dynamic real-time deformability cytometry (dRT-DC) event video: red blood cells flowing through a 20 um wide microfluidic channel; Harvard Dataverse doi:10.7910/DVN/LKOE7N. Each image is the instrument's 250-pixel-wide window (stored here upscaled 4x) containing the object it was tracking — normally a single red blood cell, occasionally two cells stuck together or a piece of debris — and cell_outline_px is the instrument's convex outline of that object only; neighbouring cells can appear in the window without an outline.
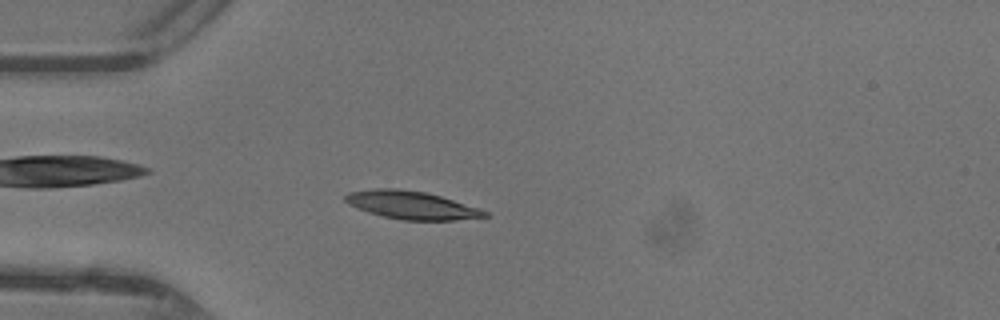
{"species": "common noctule bat (a hibernating species)", "species_latin": "Nyctalus noctula", "temperature_condition": "warm", "stored_images_in_passage": 47, "camera_frame_rate_fps": 3000, "um_per_image_px": 0.085, "animal": {"sex": "female"}, "frame": {"image": 1, "passage_image": 13, "time_ms": 4.0, "image_size_px": [1000, 320], "cell_outline_px": [[488, 216], [456, 220], [404, 220], [384, 216], [368, 212], [348, 204], [344, 200], [344, 196], [348, 192], [376, 188], [396, 188], [424, 192], [440, 196], [480, 208], [488, 212]], "centroid_in_image_um": [34.96, 17.43], "position_along_channel_um": 50.0, "area_um2": 22.6}}
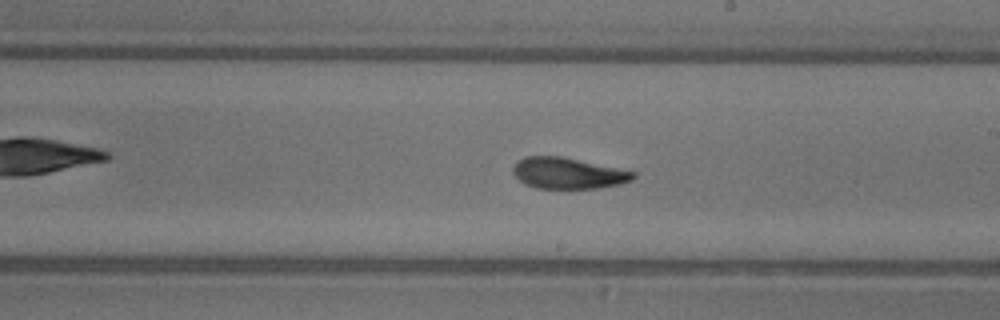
{"frame": {"image": 2, "passage_image": 27, "time_ms": 8.667, "image_size_px": [1000, 320], "cell_outline_px": [[636, 176], [632, 180], [620, 184], [600, 188], [536, 188], [524, 184], [512, 172], [512, 168], [516, 160], [524, 156], [560, 156], [636, 172]], "centroid_in_image_um": [48.25, 14.72], "position_along_channel_um": 240.8, "area_um2": 21.79}}
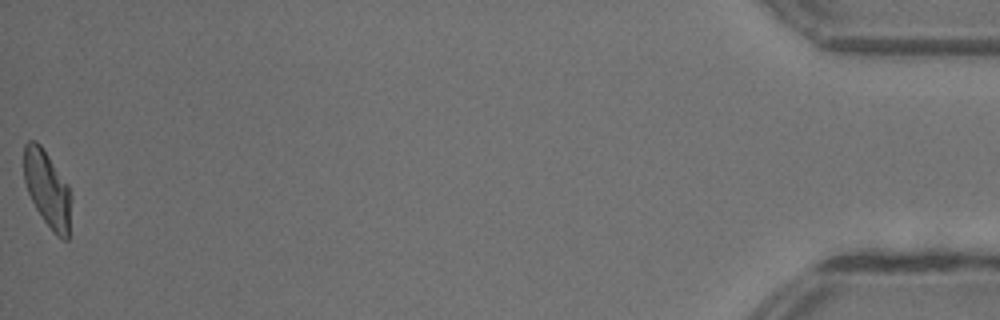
{"frame": {"image": 3, "passage_image": 47, "time_ms": 15.333, "image_size_px": [1000, 320], "cell_outline_px": [[72, 196], [68, 240], [64, 240], [56, 236], [52, 232], [36, 208], [28, 192], [24, 180], [24, 144], [28, 140], [36, 140], [40, 144], [68, 184]], "centroid_in_image_um": [4.04, 16.08], "position_along_channel_um": 431.2, "area_um2": 21.15}, "authors_computed_cell_mechanics": {"area_um2": 21.675, "velocity_mm_per_s": 4.3928, "shape_relaxation_time_tau1_ms": 4.315, "shape_relaxation_time_tau2_ms": 2.1552, "deformation_change_tau1": 0.1694, "deformation_change_tau2": 0.0832}}